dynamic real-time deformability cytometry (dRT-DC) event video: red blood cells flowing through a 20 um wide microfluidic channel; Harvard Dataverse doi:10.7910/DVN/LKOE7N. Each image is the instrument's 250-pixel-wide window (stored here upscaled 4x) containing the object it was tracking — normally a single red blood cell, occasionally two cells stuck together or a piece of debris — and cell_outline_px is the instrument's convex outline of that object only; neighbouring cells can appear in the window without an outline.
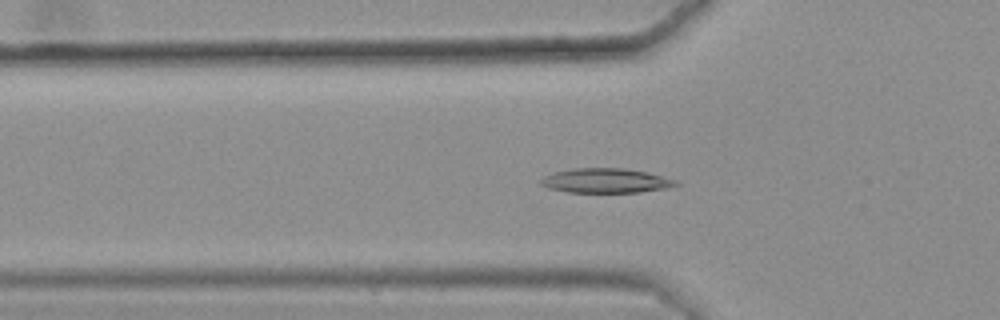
{"species": "common noctule bat (a hibernating species)", "species_latin": "Nyctalus noctula", "temperature_condition": "warm", "stored_images_in_passage": 36, "camera_frame_rate_fps": 3000, "um_per_image_px": 0.085, "animal": {"sex": "female", "body_mass_g": 25.1}, "frame": {"image": 1, "passage_image": 7, "time_ms": 2.0, "image_size_px": [1000, 320], "cell_outline_px": [[680, 184], [664, 188], [640, 192], [568, 192], [548, 188], [540, 184], [540, 180], [544, 176], [556, 172], [572, 168], [624, 168], [648, 172], [676, 180]], "centroid_in_image_um": [51.48, 15.35], "position_along_channel_um": 74.3, "area_um2": 19.19}}
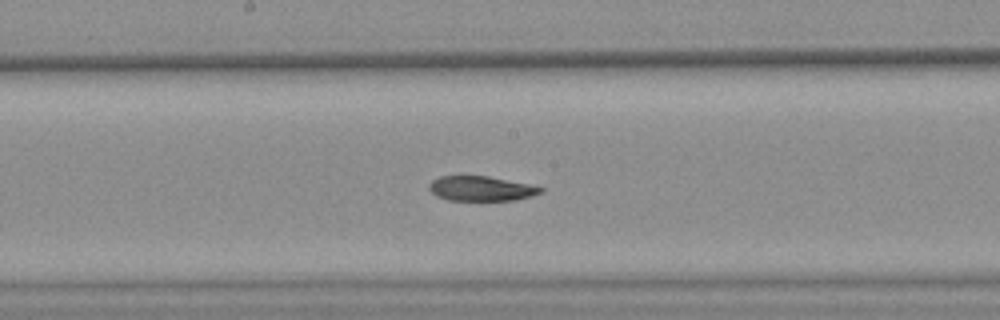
{"frame": {"image": 2, "passage_image": 18, "time_ms": 5.667, "image_size_px": [1000, 320], "cell_outline_px": [[544, 192], [532, 196], [512, 200], [448, 200], [436, 196], [428, 188], [428, 184], [432, 180], [440, 176], [488, 176], [528, 184], [544, 188]], "centroid_in_image_um": [40.88, 16.02], "position_along_channel_um": 207.3, "area_um2": 16.07}}
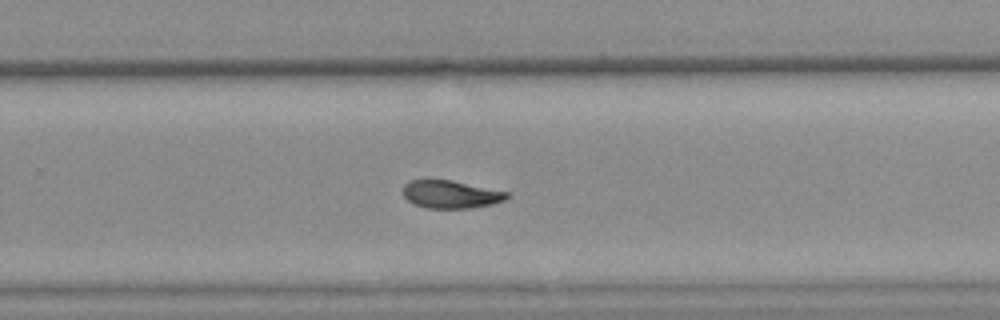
{"frame": {"image": 3, "passage_image": 25, "time_ms": 8.0, "image_size_px": [1000, 320], "cell_outline_px": [[508, 196], [504, 200], [492, 204], [472, 208], [424, 208], [412, 204], [404, 196], [404, 184], [408, 180], [452, 180], [508, 192]], "centroid_in_image_um": [38.29, 16.52], "position_along_channel_um": 291.5, "area_um2": 16.82}, "authors_computed_cell_mechanics": {"area_um2": 17.4556, "velocity_mm_per_s": 3.6202, "shape_relaxation_time_tau1_ms": null, "shape_relaxation_time_tau2_ms": 6.1259, "deformation_change_tau1": null, "deformation_change_tau2": 0.0899}}